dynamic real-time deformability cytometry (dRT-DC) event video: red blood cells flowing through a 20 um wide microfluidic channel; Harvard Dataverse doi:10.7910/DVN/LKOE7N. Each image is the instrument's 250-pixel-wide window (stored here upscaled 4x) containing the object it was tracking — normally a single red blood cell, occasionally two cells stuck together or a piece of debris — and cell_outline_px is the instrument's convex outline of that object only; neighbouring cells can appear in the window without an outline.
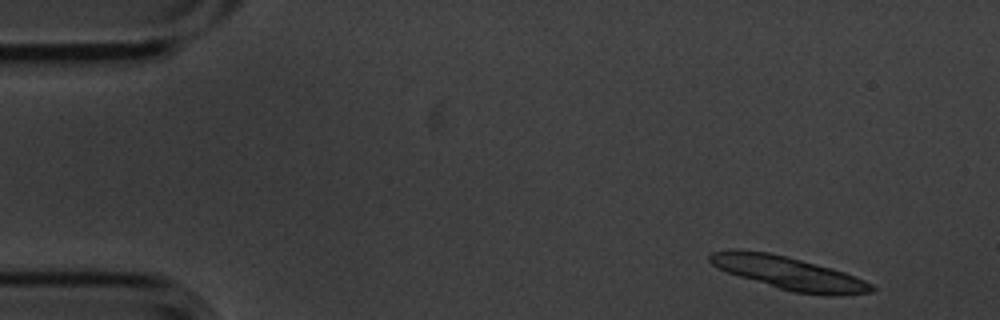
{"species": "common noctule bat (a hibernating species)", "species_latin": "Nyctalus noctula", "temperature_condition": "cold", "stored_images_in_passage": 12, "camera_frame_rate_fps": 3000, "um_per_image_px": 0.085, "animal": {"sex": "male", "body_mass_g": 20.1, "forearm_length_mm": 53.5}, "frame": {"image": 1, "passage_image": 1, "time_ms": 0.0, "image_size_px": [1000, 320], "cell_outline_px": [[876, 288], [872, 292], [840, 296], [828, 296], [792, 292], [740, 276], [728, 272], [712, 264], [708, 260], [708, 256], [712, 252], [732, 248], [740, 248], [768, 252], [832, 268], [844, 272], [864, 280], [872, 284]], "centroid_in_image_um": [67.05, 23.21], "position_along_channel_um": 18.0, "area_um2": 31.04}}
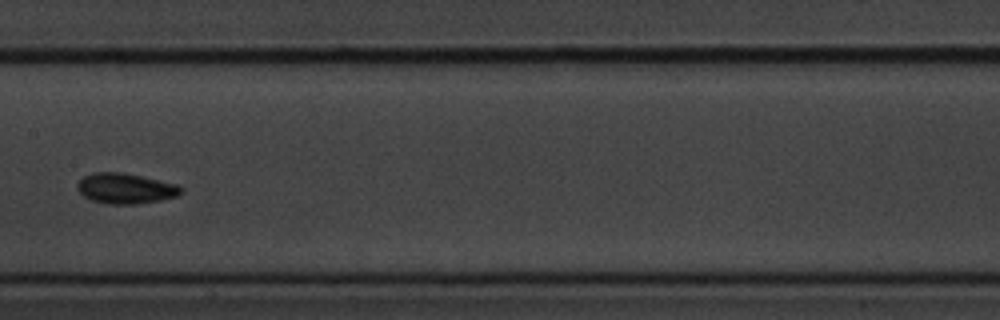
{"frame": {"image": 2, "passage_image": 7, "time_ms": 2.0, "image_size_px": [1000, 320], "cell_outline_px": [[184, 188], [176, 196], [160, 200], [136, 204], [108, 204], [92, 200], [84, 196], [76, 188], [76, 184], [84, 176], [92, 172], [124, 172], [176, 184]], "centroid_in_image_um": [10.64, 16.01], "position_along_channel_um": 196.8, "area_um2": 18.32}}
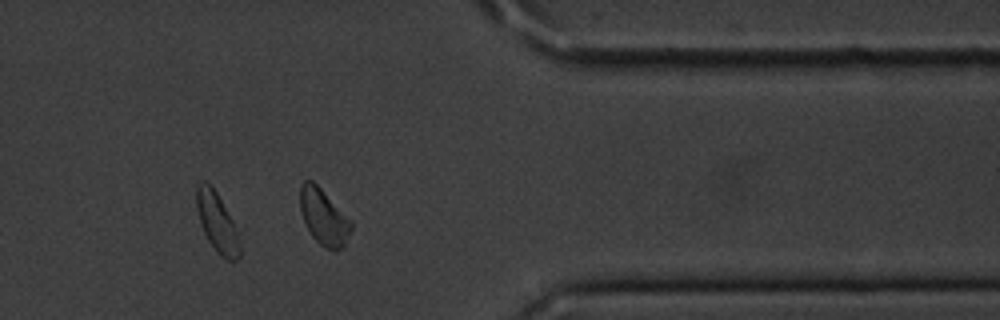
{"frame": {"image": 3, "passage_image": 12, "time_ms": 3.667, "image_size_px": [1000, 320], "cell_outline_px": [[352, 228], [344, 244], [336, 252], [332, 252], [320, 244], [312, 236], [300, 212], [300, 184], [304, 180], [312, 180], [352, 220]], "centroid_in_image_um": [27.52, 18.44], "position_along_channel_um": 383.9, "area_um2": 16.59}}